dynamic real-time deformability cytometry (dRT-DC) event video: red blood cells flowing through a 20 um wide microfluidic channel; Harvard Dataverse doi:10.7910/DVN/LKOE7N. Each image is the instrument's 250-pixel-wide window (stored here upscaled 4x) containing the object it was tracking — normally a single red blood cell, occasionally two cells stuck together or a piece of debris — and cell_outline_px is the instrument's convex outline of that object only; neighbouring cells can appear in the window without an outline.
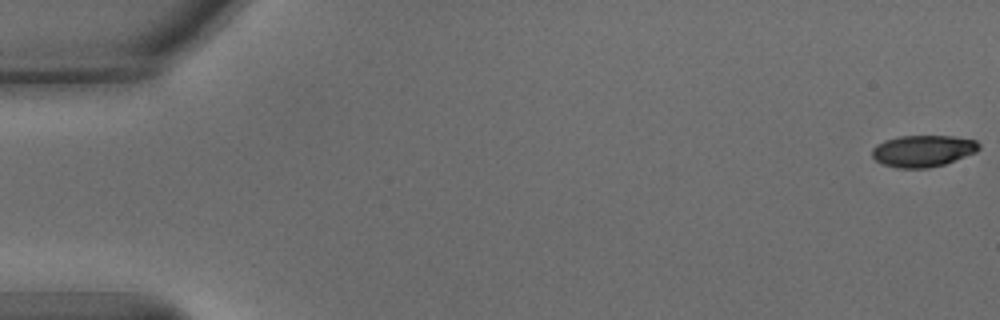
{"species": "common noctule bat (a hibernating species)", "species_latin": "Nyctalus noctula", "temperature_condition": "warm", "stored_images_in_passage": 54, "camera_frame_rate_fps": 3000, "um_per_image_px": 0.085, "animal": {"sex": "male", "body_mass_g": 15.6}, "frame": {"image": 1, "passage_image": 1, "time_ms": 0.0, "image_size_px": [1000, 320], "cell_outline_px": [[980, 148], [976, 152], [944, 164], [928, 168], [896, 168], [884, 164], [876, 160], [872, 156], [872, 148], [876, 144], [884, 140], [900, 136], [952, 136], [976, 140], [980, 144]], "centroid_in_image_um": [78.44, 12.82], "position_along_channel_um": 6.6, "area_um2": 19.71}}
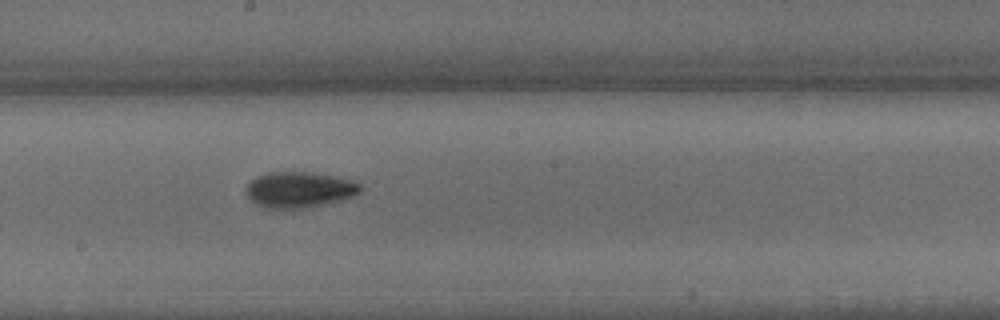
{"frame": {"image": 2, "passage_image": 30, "time_ms": 9.667, "image_size_px": [1000, 320], "cell_outline_px": [[364, 188], [360, 192], [352, 196], [340, 200], [304, 208], [264, 208], [256, 204], [244, 192], [248, 184], [256, 176], [268, 172], [304, 172], [336, 176], [356, 180]], "centroid_in_image_um": [25.45, 16.11], "position_along_channel_um": 222.7, "area_um2": 23.87}}
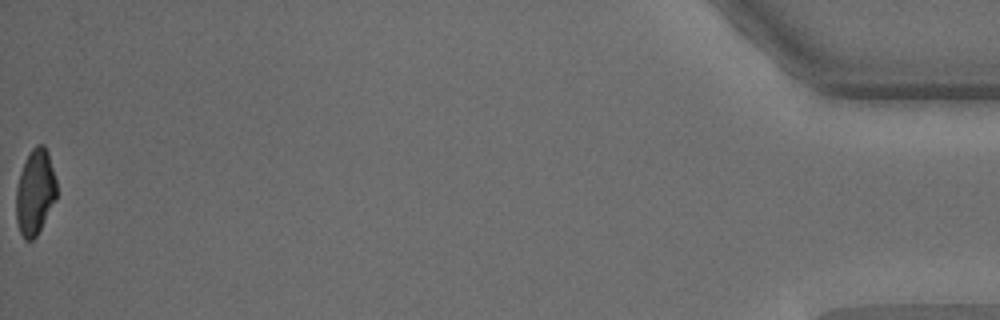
{"frame": {"image": 3, "passage_image": 54, "time_ms": 17.667, "image_size_px": [1000, 320], "cell_outline_px": [[56, 200], [36, 236], [32, 240], [24, 240], [20, 232], [16, 220], [16, 188], [20, 172], [32, 148], [36, 144], [44, 144], [48, 152], [56, 180]], "centroid_in_image_um": [2.98, 16.33], "position_along_channel_um": 432.2, "area_um2": 20.11}, "authors_computed_cell_mechanics": {"area_um2": 21.6172, "velocity_mm_per_s": 3.8344, "shape_relaxation_time_tau1_ms": 4.1017, "shape_relaxation_time_tau2_ms": 3.0376, "deformation_change_tau1": 0.1606, "deformation_change_tau2": 0.0909}}